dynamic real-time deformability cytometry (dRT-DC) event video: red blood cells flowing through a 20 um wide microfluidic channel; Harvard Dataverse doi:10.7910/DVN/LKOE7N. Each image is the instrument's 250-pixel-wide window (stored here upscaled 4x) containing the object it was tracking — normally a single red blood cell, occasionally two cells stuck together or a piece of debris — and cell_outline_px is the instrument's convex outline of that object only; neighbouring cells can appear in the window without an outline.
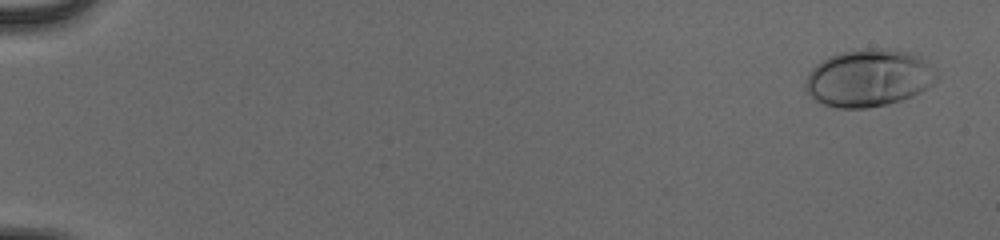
{"species": "human", "species_latin": "Homo sapiens", "temperature_condition": "cold", "stored_images_in_passage": 55, "camera_frame_rate_fps": 3000, "um_per_image_px": 0.085, "donor": {"sex": "male"}, "frame": {"image": 1, "passage_image": 3, "time_ms": 0.667, "image_size_px": [1000, 240], "cell_outline_px": [[936, 80], [932, 84], [920, 92], [912, 96], [888, 104], [864, 108], [836, 108], [824, 104], [816, 100], [804, 88], [804, 84], [808, 72], [816, 64], [828, 56], [840, 52], [860, 48], [892, 48], [908, 52], [920, 56], [928, 60], [936, 76]], "centroid_in_image_um": [73.82, 6.61], "position_along_channel_um": 11.2, "area_um2": 44.1}}
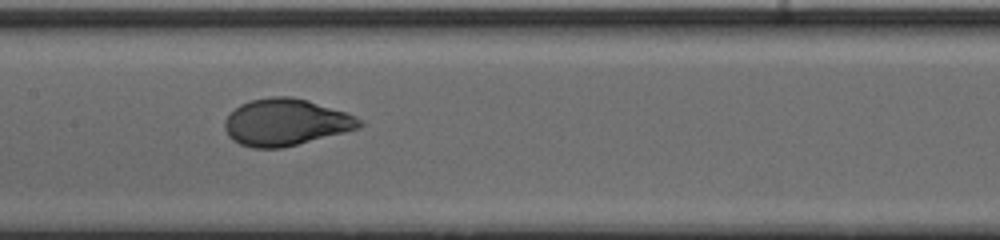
{"frame": {"image": 2, "passage_image": 30, "time_ms": 9.667, "image_size_px": [1000, 240], "cell_outline_px": [[364, 124], [360, 128], [280, 148], [252, 148], [240, 144], [232, 140], [228, 136], [224, 128], [224, 120], [240, 104], [252, 100], [272, 96], [292, 96], [308, 100], [356, 116], [364, 120]], "centroid_in_image_um": [24.28, 10.39], "position_along_channel_um": 183.1, "area_um2": 36.59}}
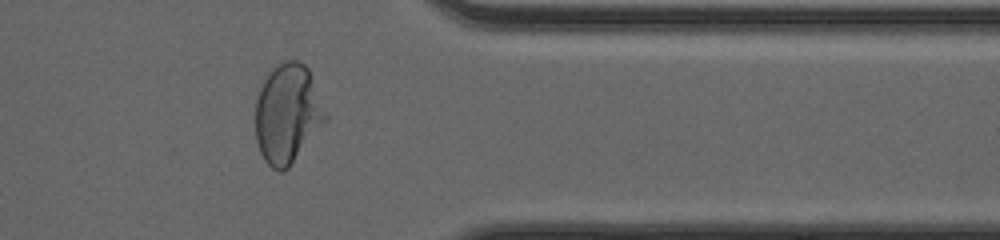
{"frame": {"image": 3, "passage_image": 46, "time_ms": 15.0, "image_size_px": [1000, 240], "cell_outline_px": [[328, 120], [288, 168], [284, 172], [280, 172], [272, 168], [264, 160], [260, 152], [256, 140], [256, 100], [260, 88], [264, 80], [272, 68], [284, 60], [300, 60], [308, 68], [328, 112]], "centroid_in_image_um": [24.47, 9.66], "position_along_channel_um": 386.9, "area_um2": 40.92}, "authors_computed_cell_mechanics": {"area_um2": 37.281, "velocity_mm_per_s": 3.9467, "shape_relaxation_time_tau1_ms": 3.9442, "shape_relaxation_time_tau2_ms": null, "deformation_change_tau1": 0.1873, "deformation_change_tau2": null}}